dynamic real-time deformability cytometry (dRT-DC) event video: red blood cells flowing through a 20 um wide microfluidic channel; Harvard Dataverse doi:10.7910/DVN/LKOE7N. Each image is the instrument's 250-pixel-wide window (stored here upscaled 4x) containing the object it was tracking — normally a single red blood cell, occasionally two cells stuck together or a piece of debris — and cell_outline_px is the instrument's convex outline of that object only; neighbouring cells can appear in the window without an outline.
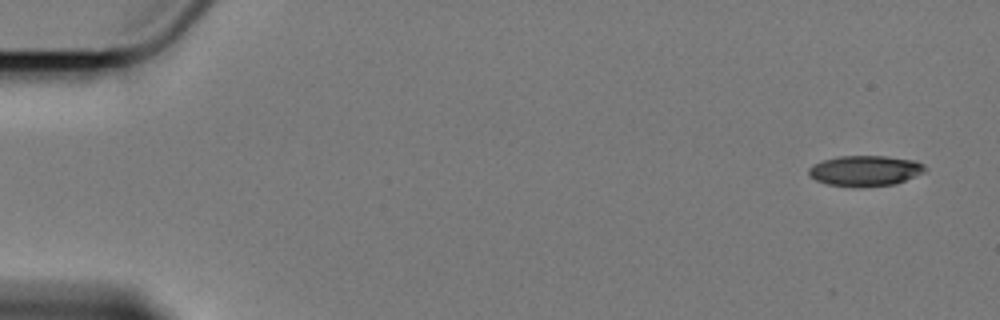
{"species": "Egyptian fruit bat (a non-hibernating species)", "species_latin": "Rousettus aegyptiacus", "temperature_condition": "cold", "stored_images_in_passage": 8, "camera_frame_rate_fps": 3000, "um_per_image_px": 0.085, "animal": {"sex": "female"}, "frame": {"image": 1, "passage_image": 1, "time_ms": 0.0, "image_size_px": [1000, 320], "cell_outline_px": [[928, 168], [924, 172], [904, 180], [892, 184], [860, 188], [856, 188], [828, 184], [816, 180], [808, 176], [808, 168], [812, 164], [824, 160], [840, 156], [888, 156], [916, 160], [924, 164]], "centroid_in_image_um": [73.52, 14.51], "position_along_channel_um": 11.5, "area_um2": 20.92}}
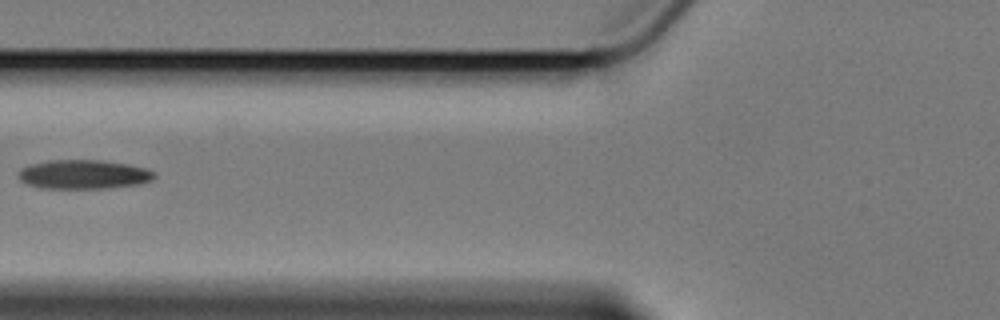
{"frame": {"image": 2, "passage_image": 6, "time_ms": 7.0, "image_size_px": [1000, 320], "cell_outline_px": [[156, 176], [152, 180], [140, 184], [108, 188], [40, 188], [28, 184], [20, 180], [16, 176], [16, 172], [20, 168], [28, 164], [48, 160], [104, 160], [128, 164], [148, 168], [156, 172]], "centroid_in_image_um": [7.09, 14.81], "position_along_channel_um": 118.7, "area_um2": 23.52}}
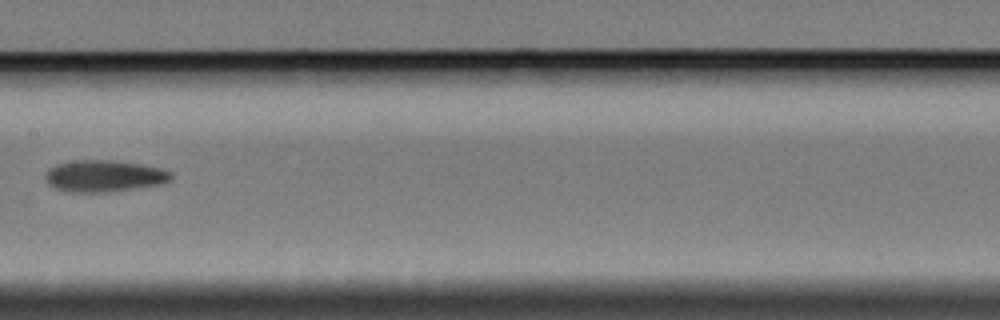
{"frame": {"image": 3, "passage_image": 8, "time_ms": 9.333, "image_size_px": [1000, 320], "cell_outline_px": [[172, 180], [160, 184], [104, 192], [64, 192], [52, 188], [48, 184], [44, 176], [48, 168], [56, 164], [76, 160], [112, 160], [140, 164], [164, 168], [172, 172]], "centroid_in_image_um": [8.81, 14.95], "position_along_channel_um": 198.6, "area_um2": 23.41}}